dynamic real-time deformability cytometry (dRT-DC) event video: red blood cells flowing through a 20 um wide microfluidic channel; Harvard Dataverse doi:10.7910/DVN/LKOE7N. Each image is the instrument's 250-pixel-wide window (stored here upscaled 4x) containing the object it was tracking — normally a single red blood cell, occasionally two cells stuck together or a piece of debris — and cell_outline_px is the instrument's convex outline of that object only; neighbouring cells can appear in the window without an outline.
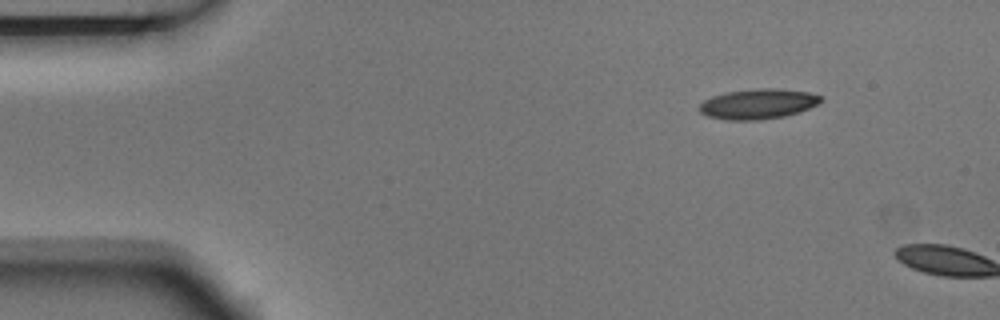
{"species": "Egyptian fruit bat (a non-hibernating species)", "species_latin": "Rousettus aegyptiacus", "temperature_condition": "room temperature", "stored_images_in_passage": 2, "camera_frame_rate_fps": 3000, "um_per_image_px": 0.085, "animal": {"sex": "male"}, "frame": {"image": 1, "passage_image": 1, "time_ms": 0.0, "image_size_px": [1000, 320], "cell_outline_px": [[824, 100], [808, 108], [784, 116], [760, 120], [724, 120], [708, 116], [700, 112], [700, 104], [704, 100], [712, 96], [724, 92], [760, 88], [776, 88], [808, 92], [824, 96]], "centroid_in_image_um": [64.43, 8.83], "position_along_channel_um": 20.6, "area_um2": 21.33}}